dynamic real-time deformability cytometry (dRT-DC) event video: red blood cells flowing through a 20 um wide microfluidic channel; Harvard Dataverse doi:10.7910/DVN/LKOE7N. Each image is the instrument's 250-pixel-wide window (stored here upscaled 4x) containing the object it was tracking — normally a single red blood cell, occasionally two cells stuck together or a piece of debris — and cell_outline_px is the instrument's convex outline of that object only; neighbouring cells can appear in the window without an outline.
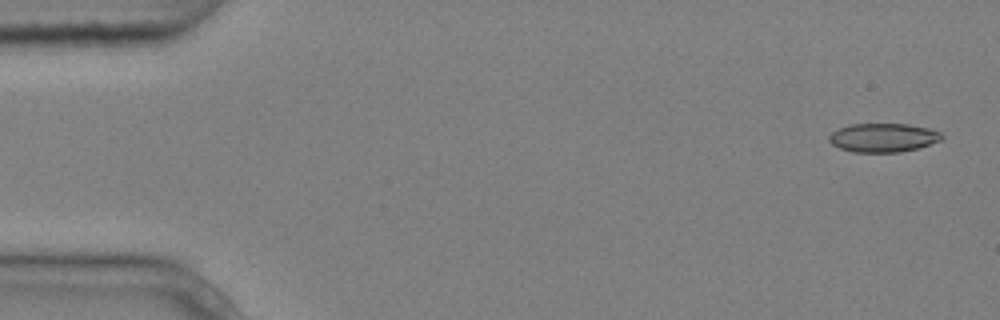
{"species": "common noctule bat (a hibernating species)", "species_latin": "Nyctalus noctula", "temperature_condition": "cold", "stored_images_in_passage": 5, "camera_frame_rate_fps": 3000, "um_per_image_px": 0.085, "animal": {"sex": "male", "body_mass_g": 20.4}, "frame": {"image": 1, "passage_image": 1, "time_ms": 0.0, "image_size_px": [1000, 320], "cell_outline_px": [[944, 140], [920, 148], [900, 152], [852, 152], [840, 148], [832, 144], [828, 140], [828, 136], [836, 128], [848, 124], [908, 124], [928, 128], [940, 132], [944, 136]], "centroid_in_image_um": [75.08, 11.7], "position_along_channel_um": 9.9, "area_um2": 19.25}}
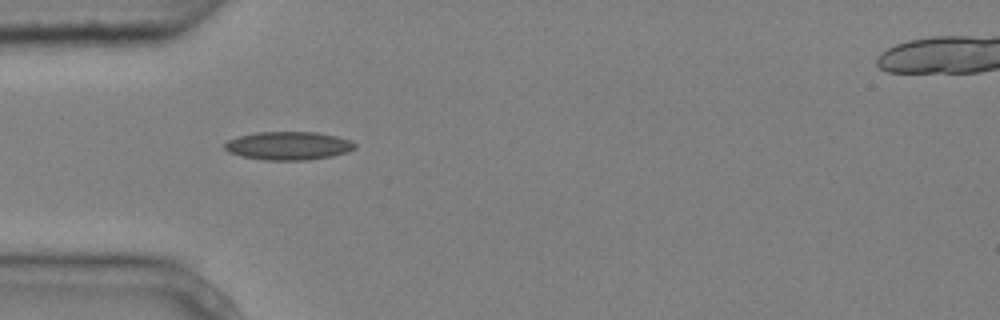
{"frame": {"image": 2, "passage_image": 5, "time_ms": 1.333, "image_size_px": [1000, 320], "cell_outline_px": [[356, 148], [348, 152], [332, 156], [308, 160], [264, 160], [240, 156], [228, 152], [224, 148], [224, 144], [228, 140], [240, 136], [256, 132], [316, 132], [336, 136], [352, 140], [356, 144]], "centroid_in_image_um": [24.53, 12.39], "position_along_channel_um": 60.5, "area_um2": 21.62}}